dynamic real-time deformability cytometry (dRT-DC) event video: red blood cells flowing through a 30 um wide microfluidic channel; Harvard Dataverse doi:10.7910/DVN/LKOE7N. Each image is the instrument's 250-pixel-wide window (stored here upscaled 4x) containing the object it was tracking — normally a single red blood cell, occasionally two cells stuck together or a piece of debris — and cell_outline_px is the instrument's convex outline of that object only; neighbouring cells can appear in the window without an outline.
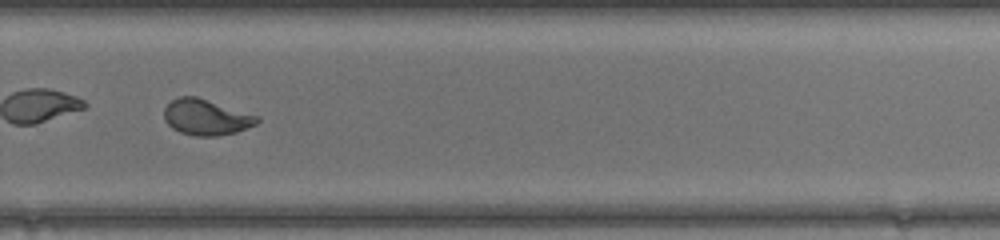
{"species": "common noctule bat (a hibernating species)", "species_latin": "Nyctalus noctula", "temperature_condition": "warm", "stored_images_in_passage": 49, "camera_frame_rate_fps": 3000, "um_per_image_px": 0.085, "animal": {"sex": "female", "body_mass_g": 17.0, "forearm_length_mm": 48.0}, "frame": {"image": 1, "passage_image": 35, "time_ms": 11.333, "image_size_px": [1000, 240], "cell_outline_px": [[260, 120], [256, 124], [236, 132], [216, 136], [196, 136], [180, 132], [172, 128], [164, 120], [164, 108], [172, 100], [180, 96], [196, 96], [260, 116]], "centroid_in_image_um": [17.52, 9.96], "position_along_channel_um": 312.3, "area_um2": 19.42}}